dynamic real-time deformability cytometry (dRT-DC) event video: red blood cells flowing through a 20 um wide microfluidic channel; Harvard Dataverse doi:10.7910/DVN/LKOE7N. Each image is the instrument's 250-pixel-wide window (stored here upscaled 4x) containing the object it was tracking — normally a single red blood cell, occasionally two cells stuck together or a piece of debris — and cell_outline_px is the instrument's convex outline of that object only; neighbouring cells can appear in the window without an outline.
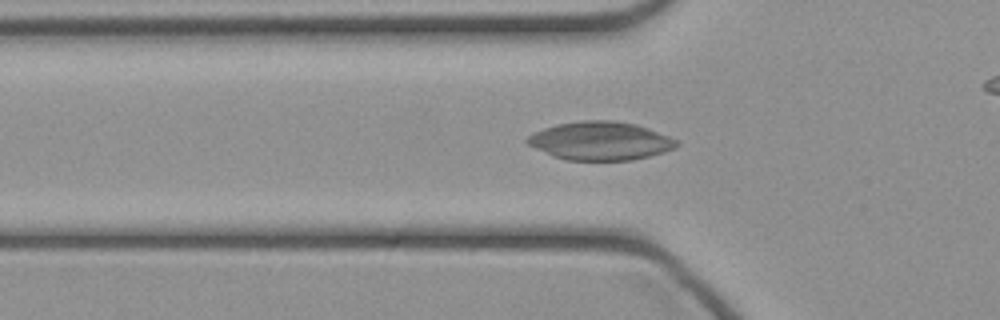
{"species": "common noctule bat (a hibernating species)", "species_latin": "Nyctalus noctula", "temperature_condition": "cold", "stored_images_in_passage": 35, "camera_frame_rate_fps": 3000, "um_per_image_px": 0.085, "animal": {"sex": "female", "body_mass_g": 21.9}, "frame": {"image": 1, "passage_image": 12, "time_ms": 3.667, "image_size_px": [1000, 320], "cell_outline_px": [[680, 144], [676, 148], [664, 152], [632, 160], [568, 160], [556, 156], [536, 148], [528, 144], [524, 140], [528, 136], [544, 128], [556, 124], [580, 120], [612, 120], [636, 124], [648, 128], [668, 136], [676, 140]], "centroid_in_image_um": [51.06, 11.96], "position_along_channel_um": 74.7, "area_um2": 33.18}}
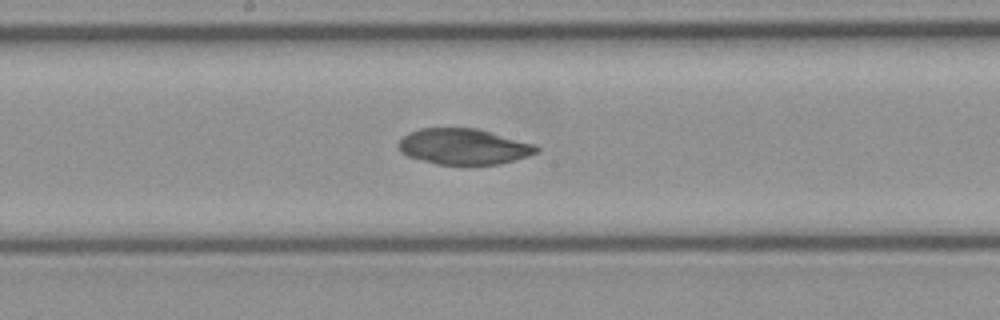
{"frame": {"image": 2, "passage_image": 21, "time_ms": 6.667, "image_size_px": [1000, 320], "cell_outline_px": [[540, 152], [528, 156], [500, 164], [436, 164], [408, 156], [400, 152], [396, 144], [408, 132], [420, 128], [476, 128], [536, 144], [540, 148]], "centroid_in_image_um": [39.42, 12.45], "position_along_channel_um": 208.8, "area_um2": 28.9}}
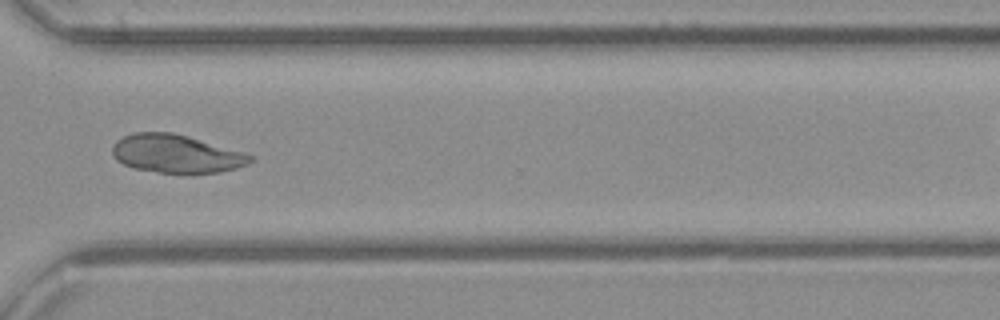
{"frame": {"image": 3, "passage_image": 31, "time_ms": 10.0, "image_size_px": [1000, 320], "cell_outline_px": [[256, 156], [248, 164], [236, 168], [220, 172], [184, 176], [136, 168], [124, 164], [116, 160], [112, 156], [112, 148], [116, 140], [132, 132], [172, 132], [188, 136], [244, 152]], "centroid_in_image_um": [15.0, 13.09], "position_along_channel_um": 355.6, "area_um2": 31.39}}